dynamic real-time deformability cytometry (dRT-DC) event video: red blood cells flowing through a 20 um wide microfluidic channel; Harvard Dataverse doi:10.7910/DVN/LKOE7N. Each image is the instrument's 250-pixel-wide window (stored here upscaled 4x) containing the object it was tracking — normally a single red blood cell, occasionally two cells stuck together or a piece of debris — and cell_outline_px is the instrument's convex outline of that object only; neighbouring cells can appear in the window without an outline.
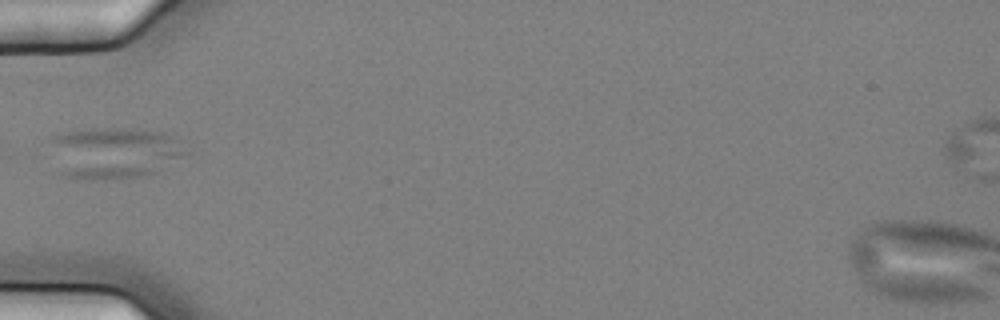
{"species": "common noctule bat (a hibernating species)", "species_latin": "Nyctalus noctula", "temperature_condition": "cold", "stored_images_in_passage": 8, "camera_frame_rate_fps": 3000, "um_per_image_px": 0.085, "animal": {"sex": "female", "body_mass_g": 25.1}, "frame": {"image": 1, "passage_image": 6, "time_ms": 1.667, "image_size_px": [1000, 320], "cell_outline_px": [[188, 152], [156, 172], [140, 176], [104, 180], [92, 180], [60, 176], [52, 140], [52, 136], [56, 132], [92, 128], [136, 128], [164, 132], [180, 140]], "centroid_in_image_um": [9.7, 12.97], "position_along_channel_um": 75.3, "area_um2": 40.92}}
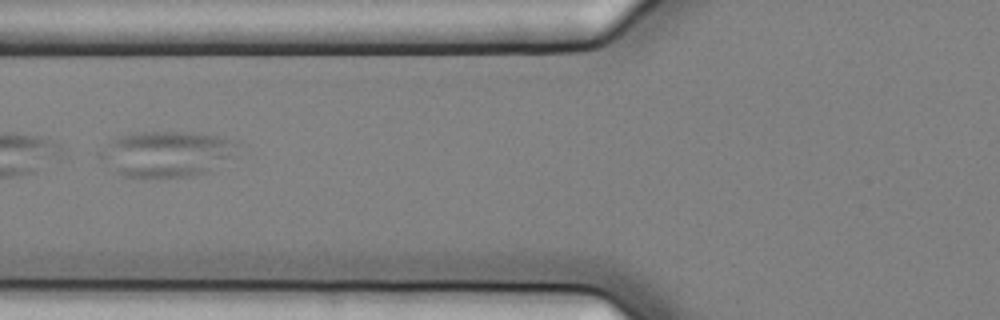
{"frame": {"image": 2, "passage_image": 7, "time_ms": 2.0, "image_size_px": [1000, 320], "cell_outline_px": [[240, 144], [228, 156], [204, 172], [196, 176], [144, 180], [120, 176], [100, 160], [96, 152], [112, 140], [120, 136], [136, 132], [196, 132], [236, 140]], "centroid_in_image_um": [14.02, 13.11], "position_along_channel_um": 111.8, "area_um2": 37.05}}
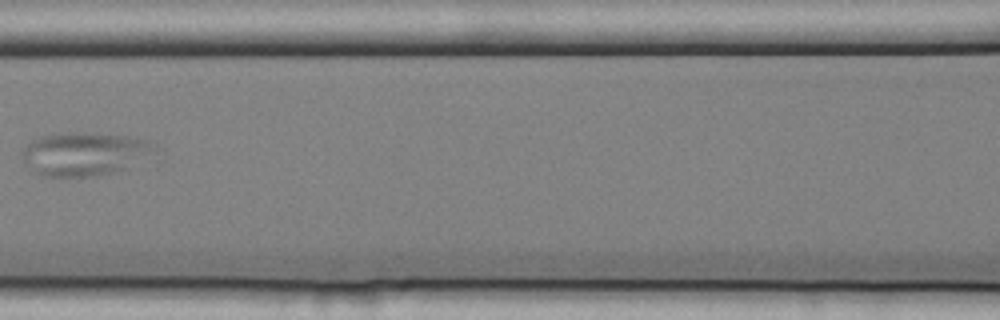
{"frame": {"image": 3, "passage_image": 8, "time_ms": 2.333, "image_size_px": [1000, 320], "cell_outline_px": [[148, 144], [124, 168], [96, 176], [40, 176], [20, 156], [20, 152], [32, 140], [44, 136], [60, 132], [84, 132], [136, 136], [148, 140]], "centroid_in_image_um": [6.92, 13.04], "position_along_channel_um": 159.7, "area_um2": 31.73}}